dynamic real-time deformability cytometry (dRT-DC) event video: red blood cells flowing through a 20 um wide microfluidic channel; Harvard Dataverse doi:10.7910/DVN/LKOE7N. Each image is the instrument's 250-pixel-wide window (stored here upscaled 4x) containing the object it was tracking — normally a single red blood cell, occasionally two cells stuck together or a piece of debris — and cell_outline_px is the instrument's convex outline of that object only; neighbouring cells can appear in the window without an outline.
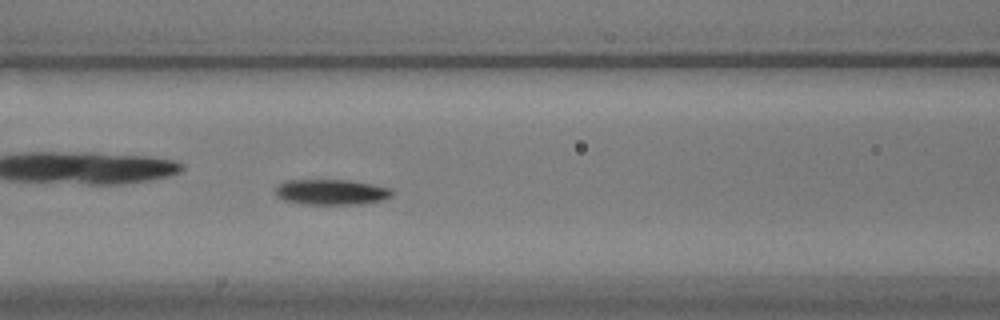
{"species": "common noctule bat (a hibernating species)", "species_latin": "Nyctalus noctula", "temperature_condition": "warm", "stored_images_in_passage": 54, "camera_frame_rate_fps": 3000, "um_per_image_px": 0.085, "animal": {"sex": "male", "body_mass_g": 17.9}, "frame": {"image": 1, "passage_image": 20, "time_ms": 6.333, "image_size_px": [1000, 320], "cell_outline_px": [[396, 192], [392, 196], [380, 200], [360, 204], [300, 204], [284, 200], [276, 196], [276, 188], [280, 184], [288, 180], [348, 180], [372, 184], [392, 188]], "centroid_in_image_um": [28.19, 16.32], "position_along_channel_um": 138.4, "area_um2": 17.34}}
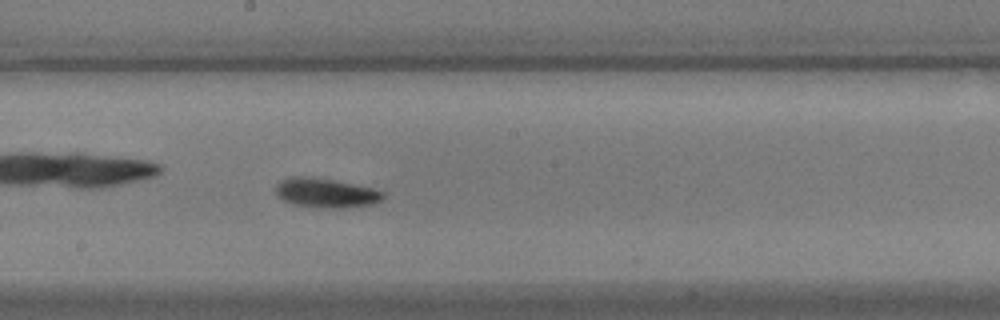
{"frame": {"image": 2, "passage_image": 27, "time_ms": 8.667, "image_size_px": [1000, 320], "cell_outline_px": [[384, 196], [380, 200], [372, 204], [348, 208], [316, 208], [292, 204], [276, 196], [276, 184], [280, 180], [292, 176], [308, 176], [336, 180], [372, 188], [384, 192]], "centroid_in_image_um": [27.66, 16.4], "position_along_channel_um": 220.5, "area_um2": 18.67}}
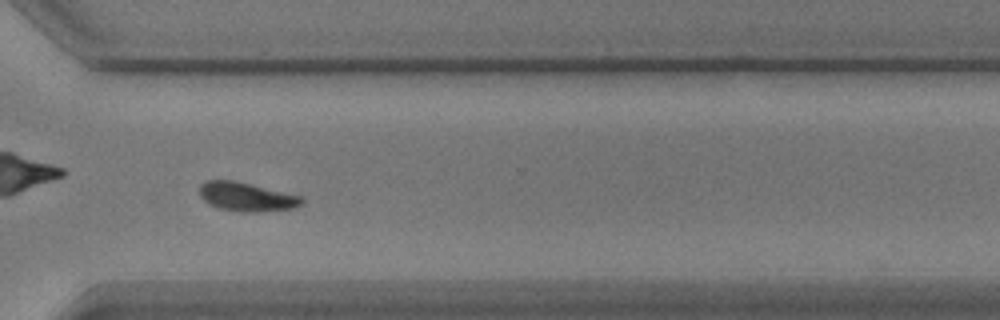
{"frame": {"image": 3, "passage_image": 38, "time_ms": 12.333, "image_size_px": [1000, 320], "cell_outline_px": [[304, 204], [296, 208], [256, 212], [244, 212], [220, 208], [208, 204], [200, 196], [200, 184], [208, 180], [236, 180], [304, 196]], "centroid_in_image_um": [21.02, 16.72], "position_along_channel_um": 349.6, "area_um2": 17.51}}